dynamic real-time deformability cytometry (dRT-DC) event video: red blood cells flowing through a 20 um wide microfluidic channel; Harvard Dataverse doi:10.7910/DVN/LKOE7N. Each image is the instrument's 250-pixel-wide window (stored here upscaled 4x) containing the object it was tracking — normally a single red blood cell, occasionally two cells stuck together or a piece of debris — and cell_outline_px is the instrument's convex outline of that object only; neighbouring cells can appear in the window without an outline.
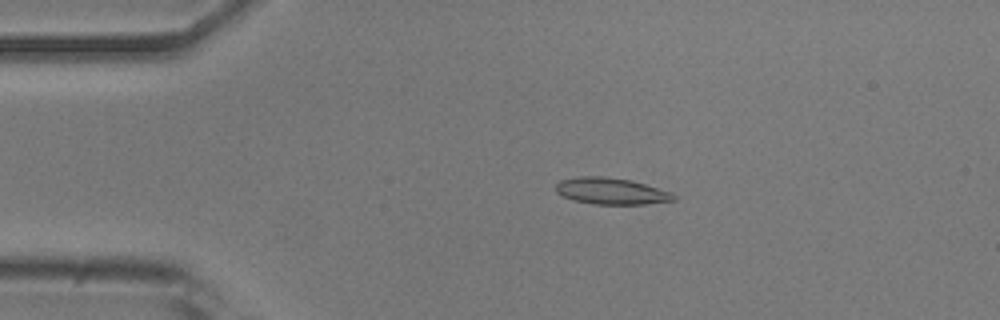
{"species": "common noctule bat (a hibernating species)", "species_latin": "Nyctalus noctula", "temperature_condition": "room temperature", "stored_images_in_passage": 30, "camera_frame_rate_fps": 3000, "um_per_image_px": 0.085, "animal": {"sex": "male", "body_mass_g": 20.5, "forearm_length_mm": 52.5}, "frame": {"image": 1, "passage_image": 9, "time_ms": 2.667, "image_size_px": [1000, 320], "cell_outline_px": [[676, 200], [644, 204], [592, 204], [576, 200], [564, 196], [556, 192], [556, 184], [560, 180], [576, 176], [604, 176], [632, 180], [672, 192], [676, 196]], "centroid_in_image_um": [51.97, 16.23], "position_along_channel_um": 33.0, "area_um2": 18.26}}
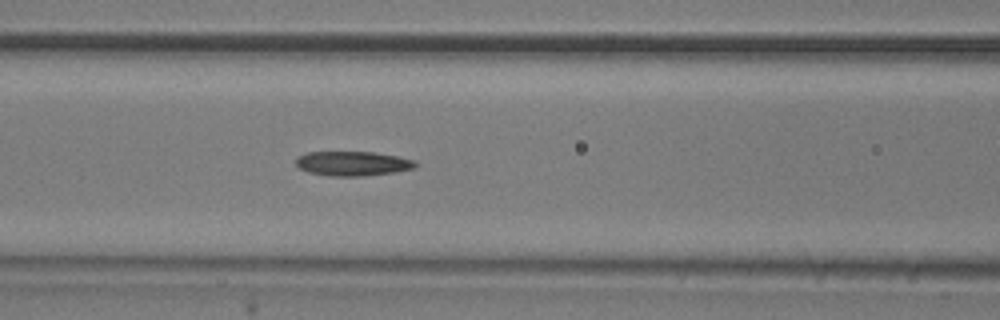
{"frame": {"image": 2, "passage_image": 20, "time_ms": 6.333, "image_size_px": [1000, 320], "cell_outline_px": [[416, 168], [396, 172], [364, 176], [328, 176], [308, 172], [300, 168], [296, 164], [296, 160], [300, 156], [308, 152], [376, 152], [416, 160]], "centroid_in_image_um": [30.02, 13.9], "position_along_channel_um": 136.6, "area_um2": 17.11}}
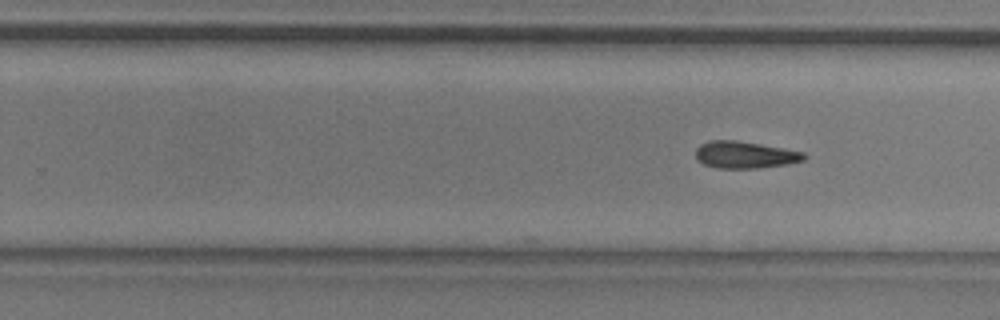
{"frame": {"image": 3, "passage_image": 30, "time_ms": 9.667, "image_size_px": [1000, 320], "cell_outline_px": [[808, 156], [804, 160], [788, 164], [756, 168], [716, 168], [704, 164], [696, 160], [696, 148], [700, 144], [712, 140], [736, 140], [760, 144], [804, 152]], "centroid_in_image_um": [63.31, 13.16], "position_along_channel_um": 266.5, "area_um2": 17.05}}